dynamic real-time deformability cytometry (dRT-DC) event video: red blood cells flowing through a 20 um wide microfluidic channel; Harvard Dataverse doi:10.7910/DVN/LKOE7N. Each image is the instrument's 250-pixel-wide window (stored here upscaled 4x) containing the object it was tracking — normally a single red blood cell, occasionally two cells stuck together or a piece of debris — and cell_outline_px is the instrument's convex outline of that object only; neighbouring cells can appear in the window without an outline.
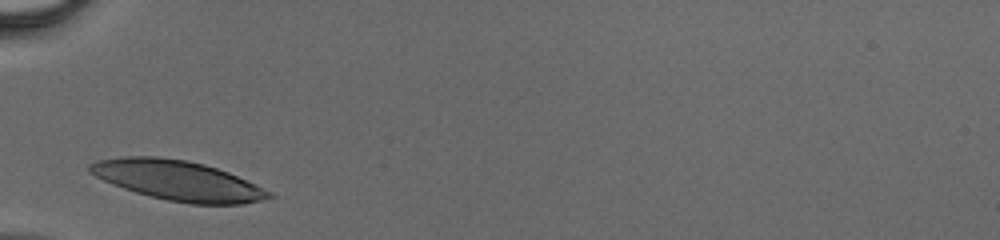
{"species": "human", "species_latin": "Homo sapiens", "temperature_condition": "cold", "stored_images_in_passage": 23, "camera_frame_rate_fps": 3000, "um_per_image_px": 0.085, "donor": {"sex": "male"}, "frame": {"image": 1, "passage_image": 1, "time_ms": 0.0, "image_size_px": [1000, 240], "cell_outline_px": [[276, 196], [260, 200], [240, 204], [192, 204], [168, 200], [136, 192], [112, 184], [88, 172], [88, 164], [96, 160], [124, 156], [160, 156], [184, 160], [204, 164], [228, 172], [256, 184], [272, 192]], "centroid_in_image_um": [15.1, 15.33], "position_along_channel_um": 69.9, "area_um2": 41.44}}
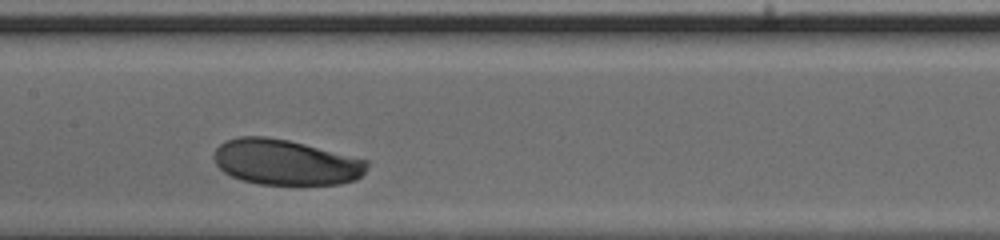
{"frame": {"image": 2, "passage_image": 9, "time_ms": 2.667, "image_size_px": [1000, 240], "cell_outline_px": [[368, 164], [364, 172], [356, 180], [340, 184], [256, 184], [240, 180], [224, 172], [216, 164], [212, 156], [216, 148], [224, 140], [240, 136], [268, 136], [288, 140], [368, 160]], "centroid_in_image_um": [24.23, 13.78], "position_along_channel_um": 183.2, "area_um2": 40.63}}
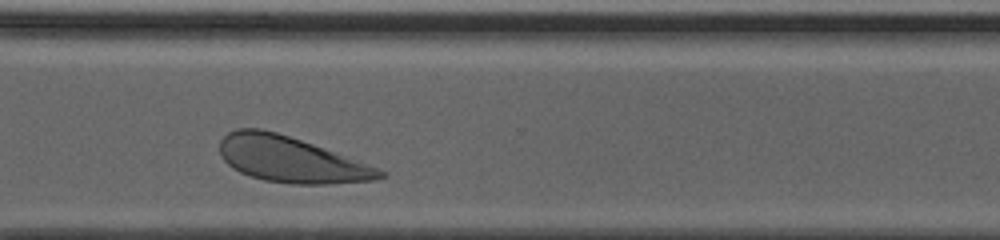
{"frame": {"image": 3, "passage_image": 20, "time_ms": 6.333, "image_size_px": [1000, 240], "cell_outline_px": [[384, 176], [376, 180], [328, 184], [292, 184], [264, 180], [240, 172], [232, 168], [220, 156], [220, 140], [228, 132], [236, 128], [260, 128], [276, 132], [312, 144], [368, 164], [384, 172]], "centroid_in_image_um": [24.66, 13.55], "position_along_channel_um": 345.9, "area_um2": 42.25}}